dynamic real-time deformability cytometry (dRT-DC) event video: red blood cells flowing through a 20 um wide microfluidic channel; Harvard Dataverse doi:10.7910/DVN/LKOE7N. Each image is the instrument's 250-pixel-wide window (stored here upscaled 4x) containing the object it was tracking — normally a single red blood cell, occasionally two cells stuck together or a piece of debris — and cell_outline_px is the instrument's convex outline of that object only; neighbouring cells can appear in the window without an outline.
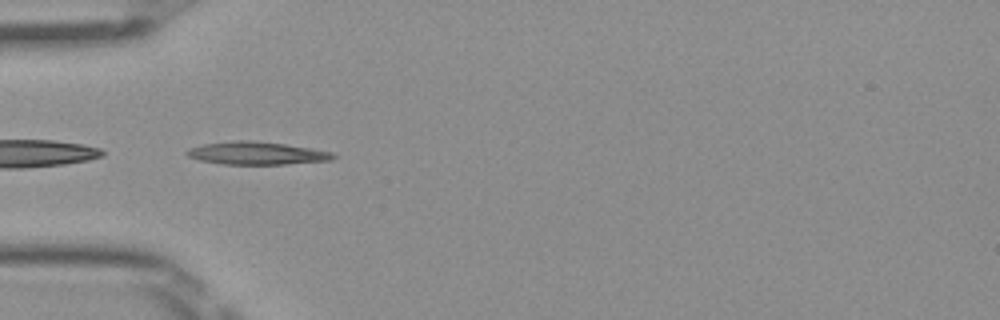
{"species": "Egyptian fruit bat (a non-hibernating species)", "species_latin": "Rousettus aegyptiacus", "temperature_condition": "room temperature", "stored_images_in_passage": 35, "camera_frame_rate_fps": 3000, "um_per_image_px": 0.085, "frame": {"image": 1, "passage_image": 1, "time_ms": 0.0, "image_size_px": [1000, 320], "cell_outline_px": [[336, 156], [332, 160], [284, 164], [220, 164], [200, 160], [188, 156], [184, 152], [188, 148], [204, 144], [232, 140], [252, 140], [284, 144], [332, 152]], "centroid_in_image_um": [21.77, 13.02], "position_along_channel_um": 63.2, "area_um2": 19.36}}
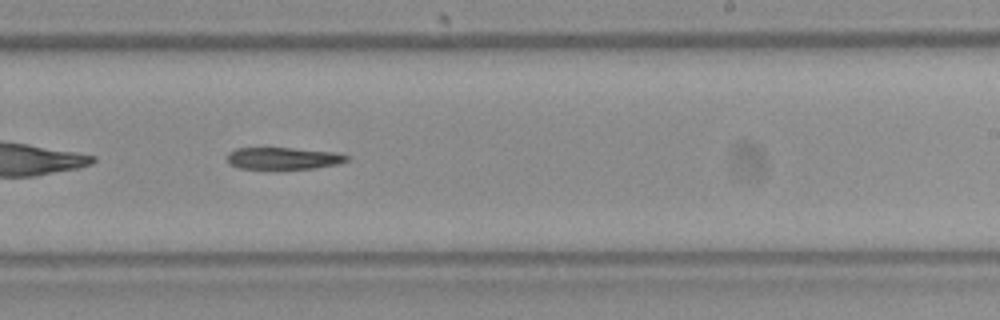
{"frame": {"image": 2, "passage_image": 16, "time_ms": 5.0, "image_size_px": [1000, 320], "cell_outline_px": [[348, 160], [340, 164], [316, 168], [240, 168], [228, 164], [228, 152], [236, 148], [292, 148], [340, 152], [348, 156]], "centroid_in_image_um": [24.13, 13.44], "position_along_channel_um": 264.9, "area_um2": 15.32}}
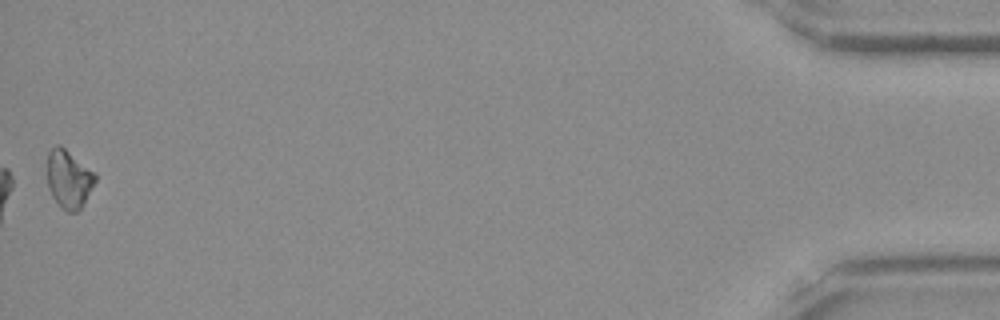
{"frame": {"image": 3, "passage_image": 35, "time_ms": 11.333, "image_size_px": [1000, 320], "cell_outline_px": [[96, 180], [84, 204], [76, 212], [68, 212], [60, 208], [52, 196], [48, 188], [48, 152], [56, 144], [60, 144], [96, 172]], "centroid_in_image_um": [5.86, 15.21], "position_along_channel_um": 429.3, "area_um2": 16.47}}